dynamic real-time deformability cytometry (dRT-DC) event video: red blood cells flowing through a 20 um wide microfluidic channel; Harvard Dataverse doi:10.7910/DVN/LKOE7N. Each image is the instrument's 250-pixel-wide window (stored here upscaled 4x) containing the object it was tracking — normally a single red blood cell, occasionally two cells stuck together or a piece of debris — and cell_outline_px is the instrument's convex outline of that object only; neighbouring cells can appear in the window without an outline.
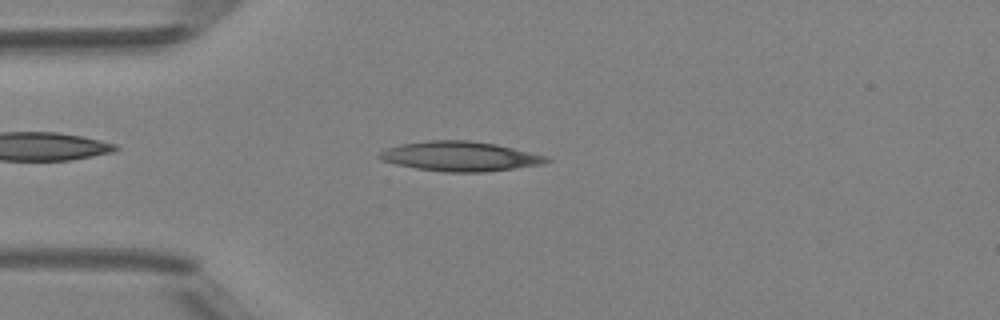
{"species": "Egyptian fruit bat (a non-hibernating species)", "species_latin": "Rousettus aegyptiacus", "temperature_condition": "room temperature", "stored_images_in_passage": 42, "camera_frame_rate_fps": 3000, "um_per_image_px": 0.085, "animal": {"sex": "female"}, "frame": {"image": 1, "passage_image": 6, "time_ms": 1.667, "image_size_px": [1000, 320], "cell_outline_px": [[552, 160], [544, 164], [516, 168], [484, 172], [444, 172], [416, 168], [396, 164], [380, 160], [376, 156], [380, 152], [388, 148], [400, 144], [428, 140], [468, 140], [496, 144], [548, 156]], "centroid_in_image_um": [39.12, 13.29], "position_along_channel_um": 45.9, "area_um2": 29.02}}
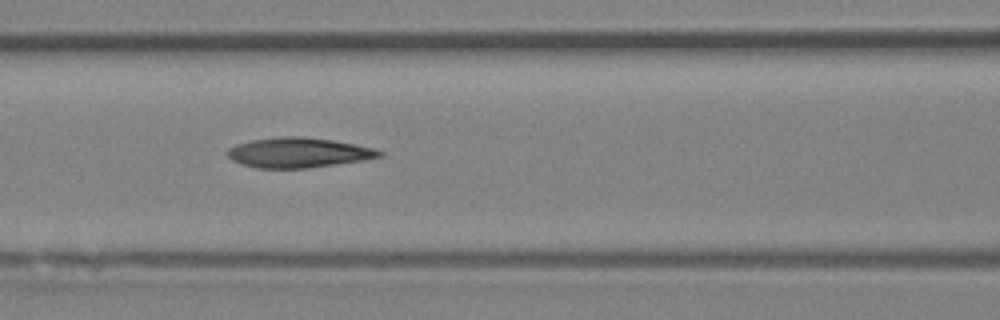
{"frame": {"image": 2, "passage_image": 14, "time_ms": 4.333, "image_size_px": [1000, 320], "cell_outline_px": [[384, 156], [364, 160], [308, 168], [256, 168], [240, 164], [232, 160], [224, 152], [228, 148], [236, 144], [252, 140], [284, 136], [300, 136], [332, 140], [372, 148], [384, 152]], "centroid_in_image_um": [25.32, 12.98], "position_along_channel_um": 141.3, "area_um2": 26.53}}
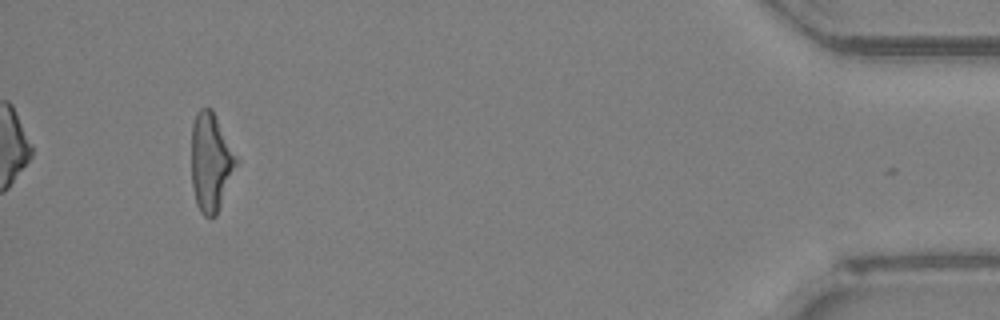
{"frame": {"image": 3, "passage_image": 39, "time_ms": 12.667, "image_size_px": [1000, 320], "cell_outline_px": [[236, 164], [216, 216], [204, 216], [200, 212], [196, 204], [192, 184], [192, 124], [196, 112], [200, 108], [212, 108], [216, 116], [236, 160]], "centroid_in_image_um": [17.86, 13.77], "position_along_channel_um": 417.3, "area_um2": 24.85}, "authors_computed_cell_mechanics": {"area_um2": 26.5302, "velocity_mm_per_s": 4.1924, "shape_relaxation_time_tau1_ms": null, "shape_relaxation_time_tau2_ms": 5.4443, "deformation_change_tau1": null, "deformation_change_tau2": 0.1765}}